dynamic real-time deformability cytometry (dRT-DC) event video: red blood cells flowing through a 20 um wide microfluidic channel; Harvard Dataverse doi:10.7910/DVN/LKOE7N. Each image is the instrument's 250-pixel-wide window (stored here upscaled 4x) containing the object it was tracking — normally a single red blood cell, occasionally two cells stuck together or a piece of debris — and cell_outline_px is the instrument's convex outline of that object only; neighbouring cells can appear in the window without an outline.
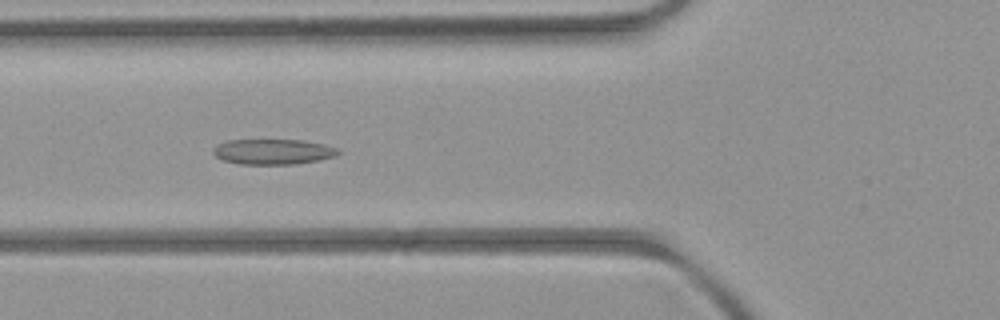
{"species": "common noctule bat (a hibernating species)", "species_latin": "Nyctalus noctula", "temperature_condition": "room temperature", "stored_images_in_passage": 7, "camera_frame_rate_fps": 3000, "um_per_image_px": 0.085, "animal": {"sex": "female", "body_mass_g": 21.9}, "frame": {"image": 1, "passage_image": 5, "time_ms": 4.333, "image_size_px": [1000, 320], "cell_outline_px": [[340, 152], [336, 156], [320, 160], [296, 164], [240, 164], [224, 160], [216, 156], [212, 152], [212, 148], [216, 144], [228, 140], [304, 140], [324, 144], [336, 148]], "centroid_in_image_um": [23.2, 12.89], "position_along_channel_um": 102.6, "area_um2": 18.55}}
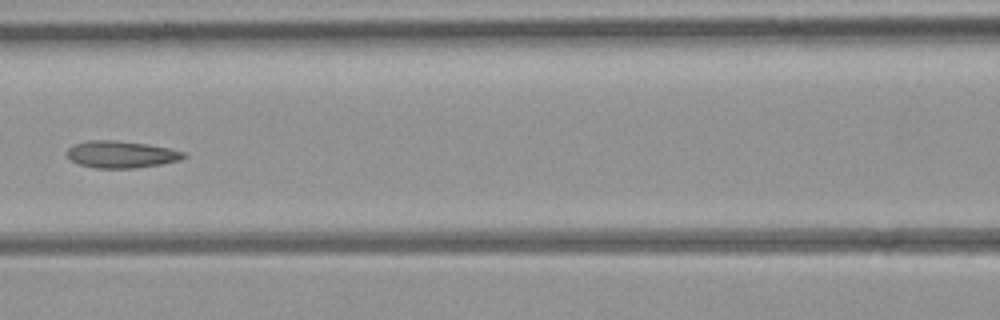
{"frame": {"image": 2, "passage_image": 6, "time_ms": 5.667, "image_size_px": [1000, 320], "cell_outline_px": [[188, 156], [180, 160], [160, 164], [136, 168], [96, 168], [80, 164], [72, 160], [64, 152], [72, 144], [88, 140], [116, 140], [144, 144], [168, 148], [184, 152]], "centroid_in_image_um": [10.27, 13.12], "position_along_channel_um": 156.3, "area_um2": 18.32}}
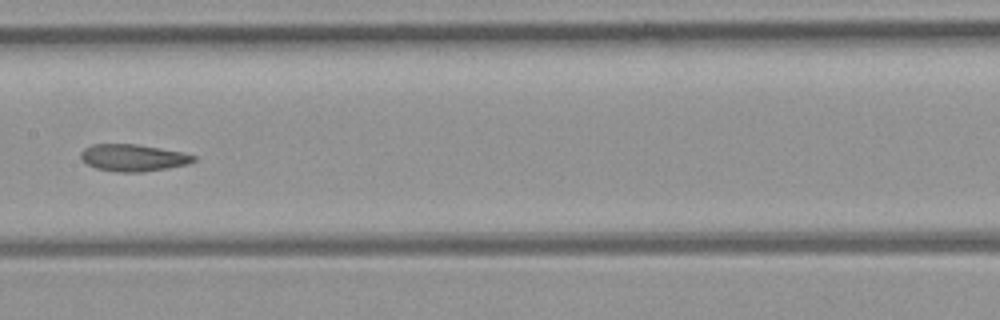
{"frame": {"image": 3, "passage_image": 7, "time_ms": 6.667, "image_size_px": [1000, 320], "cell_outline_px": [[196, 160], [188, 164], [168, 168], [144, 172], [116, 172], [96, 168], [80, 160], [80, 152], [84, 148], [92, 144], [136, 144], [184, 152], [196, 156]], "centroid_in_image_um": [11.31, 13.41], "position_along_channel_um": 196.1, "area_um2": 17.92}}